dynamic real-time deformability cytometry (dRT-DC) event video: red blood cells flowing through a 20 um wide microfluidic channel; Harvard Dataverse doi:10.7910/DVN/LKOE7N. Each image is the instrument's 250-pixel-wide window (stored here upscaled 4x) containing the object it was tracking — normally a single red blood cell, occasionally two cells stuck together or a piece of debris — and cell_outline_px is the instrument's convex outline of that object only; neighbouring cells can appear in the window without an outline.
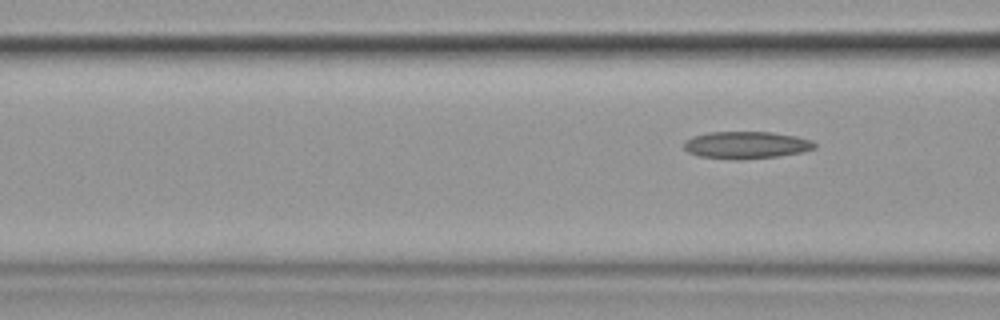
{"species": "common noctule bat (a hibernating species)", "species_latin": "Nyctalus noctula", "temperature_condition": "cold", "stored_images_in_passage": 6, "segment_of_instrument_passage": [2, 2], "camera_frame_rate_fps": 3000, "um_per_image_px": 0.085, "animal": {"sex": "female", "body_mass_g": 19.9}, "frame": {"image": 1, "passage_image": 6, "time_ms": 6.667, "image_size_px": [1000, 320], "cell_outline_px": [[816, 148], [804, 152], [776, 156], [740, 160], [732, 160], [700, 156], [688, 152], [684, 148], [684, 140], [692, 136], [708, 132], [772, 132], [796, 136], [812, 140], [816, 144]], "centroid_in_image_um": [63.43, 12.33], "position_along_channel_um": 103.2, "area_um2": 20.92}}